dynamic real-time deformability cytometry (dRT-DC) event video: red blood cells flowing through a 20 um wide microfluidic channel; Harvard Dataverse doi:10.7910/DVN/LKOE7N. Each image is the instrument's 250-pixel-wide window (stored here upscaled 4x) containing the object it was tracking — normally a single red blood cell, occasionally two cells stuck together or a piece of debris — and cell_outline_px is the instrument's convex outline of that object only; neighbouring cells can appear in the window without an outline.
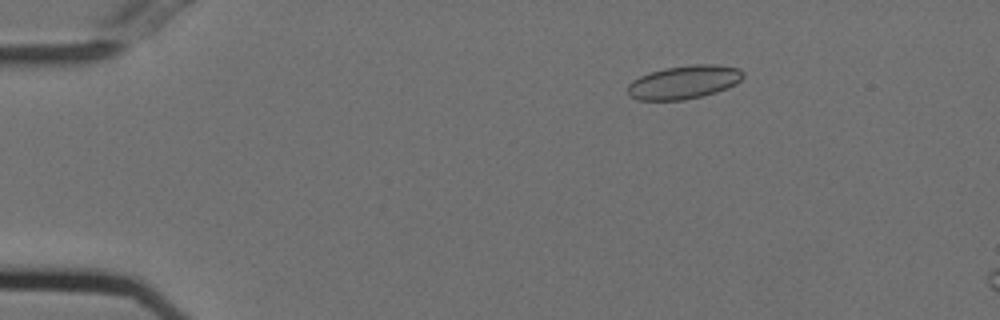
{"species": "Egyptian fruit bat (a non-hibernating species)", "species_latin": "Rousettus aegyptiacus", "temperature_condition": "cold", "stored_images_in_passage": 16, "camera_frame_rate_fps": 3000, "um_per_image_px": 0.085, "animal": {"sex": "female"}, "frame": {"image": 1, "passage_image": 10, "time_ms": 3.0, "image_size_px": [1000, 320], "cell_outline_px": [[744, 76], [736, 84], [728, 88], [716, 92], [684, 100], [640, 100], [628, 96], [628, 84], [632, 80], [648, 72], [664, 68], [696, 64], [716, 64], [740, 68], [744, 72]], "centroid_in_image_um": [58.14, 6.97], "position_along_channel_um": 26.9, "area_um2": 22.66}}